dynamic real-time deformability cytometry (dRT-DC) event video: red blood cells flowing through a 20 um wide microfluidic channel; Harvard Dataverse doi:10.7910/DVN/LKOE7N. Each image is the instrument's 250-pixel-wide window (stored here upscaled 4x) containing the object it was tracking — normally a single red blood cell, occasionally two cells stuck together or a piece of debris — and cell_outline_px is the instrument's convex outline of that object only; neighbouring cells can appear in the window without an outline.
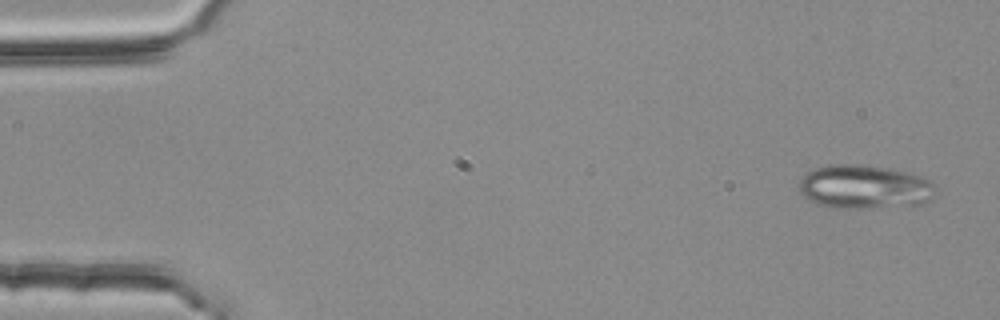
{"species": "common noctule bat (a hibernating species)", "species_latin": "Nyctalus noctula", "temperature_condition": "room temperature", "stored_images_in_passage": 52, "camera_frame_rate_fps": 3000, "um_per_image_px": 0.085, "animal": {"sex": "female", "body_mass_g": 25.1}, "frame": {"image": 1, "passage_image": 1, "time_ms": 0.0, "image_size_px": [1000, 320], "cell_outline_px": [[936, 188], [932, 196], [924, 204], [860, 208], [828, 208], [816, 204], [808, 200], [800, 192], [800, 180], [808, 172], [816, 168], [836, 164], [852, 164], [888, 168], [904, 172], [928, 180]], "centroid_in_image_um": [73.43, 15.91], "position_along_channel_um": 11.6, "area_um2": 34.39}}
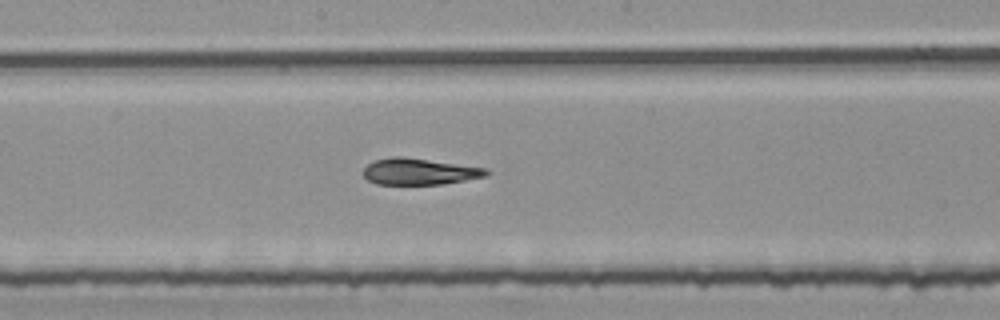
{"frame": {"image": 2, "passage_image": 27, "time_ms": 8.667, "image_size_px": [1000, 320], "cell_outline_px": [[492, 172], [488, 176], [444, 184], [376, 184], [368, 180], [364, 176], [364, 168], [368, 164], [376, 160], [392, 156], [404, 156], [488, 168]], "centroid_in_image_um": [35.71, 14.58], "position_along_channel_um": 212.5, "area_um2": 19.13}}
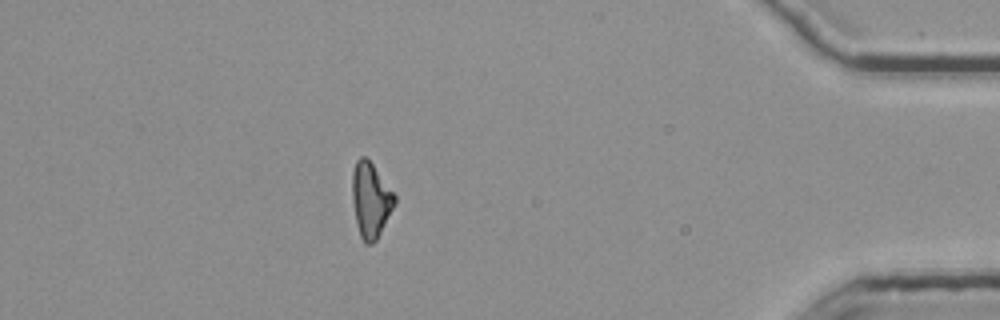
{"frame": {"image": 3, "passage_image": 46, "time_ms": 15.0, "image_size_px": [1000, 320], "cell_outline_px": [[396, 200], [376, 240], [372, 244], [364, 244], [360, 236], [356, 224], [352, 204], [352, 172], [356, 160], [360, 156], [364, 156], [372, 164], [396, 196]], "centroid_in_image_um": [31.46, 17.0], "position_along_channel_um": 403.7, "area_um2": 18.32}, "authors_computed_cell_mechanics": {"area_um2": 19.6231, "velocity_mm_per_s": 3.7896, "shape_relaxation_time_tau1_ms": null, "shape_relaxation_time_tau2_ms": 3.0126, "deformation_change_tau1": null, "deformation_change_tau2": 0.0966}}